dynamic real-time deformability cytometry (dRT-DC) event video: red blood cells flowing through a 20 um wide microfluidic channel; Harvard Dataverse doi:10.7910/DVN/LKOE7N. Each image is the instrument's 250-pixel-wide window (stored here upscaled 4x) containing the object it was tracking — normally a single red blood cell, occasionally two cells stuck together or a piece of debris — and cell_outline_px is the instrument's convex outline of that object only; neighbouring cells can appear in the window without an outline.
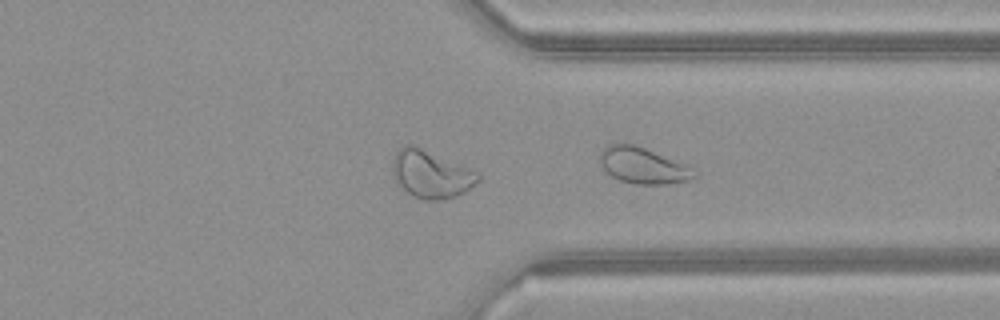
{"species": "common noctule bat (a hibernating species)", "species_latin": "Nyctalus noctula", "temperature_condition": "warm", "stored_images_in_passage": 37, "camera_frame_rate_fps": 3000, "um_per_image_px": 0.085, "animal": {"sex": "female", "body_mass_g": 21.9}, "frame": {"image": 1, "passage_image": 37, "time_ms": 12.0, "image_size_px": [1000, 320], "cell_outline_px": [[700, 172], [696, 176], [688, 180], [668, 184], [636, 184], [620, 180], [604, 172], [600, 164], [600, 152], [608, 144], [632, 144], [692, 164]], "centroid_in_image_um": [54.74, 14.08], "position_along_channel_um": 356.7, "area_um2": 20.4}}